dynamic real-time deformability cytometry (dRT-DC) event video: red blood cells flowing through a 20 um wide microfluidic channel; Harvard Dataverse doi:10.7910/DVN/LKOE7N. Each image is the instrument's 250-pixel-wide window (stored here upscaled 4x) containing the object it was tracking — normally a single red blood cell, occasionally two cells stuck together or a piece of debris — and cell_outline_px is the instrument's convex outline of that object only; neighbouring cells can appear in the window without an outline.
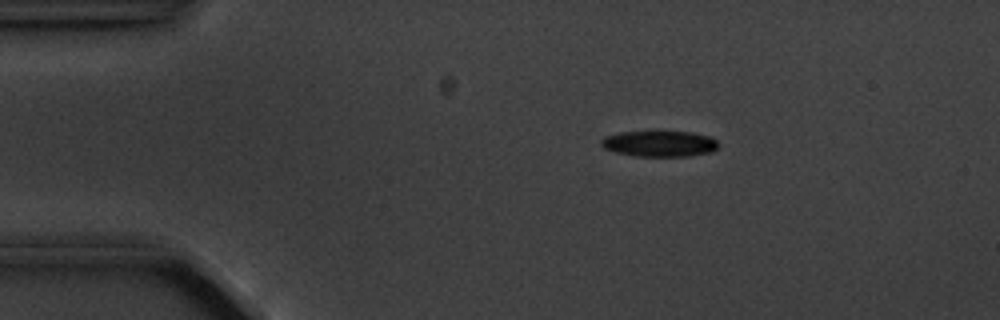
{"species": "common noctule bat (a hibernating species)", "species_latin": "Nyctalus noctula", "temperature_condition": "cold", "stored_images_in_passage": 3, "camera_frame_rate_fps": 3000, "um_per_image_px": 0.085, "animal": {"sex": "male", "body_mass_g": 20.1, "forearm_length_mm": 53.5}, "frame": {"image": 1, "passage_image": 2, "time_ms": 1.333, "image_size_px": [1000, 320], "cell_outline_px": [[720, 144], [712, 152], [688, 156], [636, 156], [616, 152], [604, 148], [600, 144], [600, 140], [604, 136], [620, 132], [692, 132], [708, 136], [716, 140]], "centroid_in_image_um": [56.05, 12.21], "position_along_channel_um": 29.0, "area_um2": 17.63}}